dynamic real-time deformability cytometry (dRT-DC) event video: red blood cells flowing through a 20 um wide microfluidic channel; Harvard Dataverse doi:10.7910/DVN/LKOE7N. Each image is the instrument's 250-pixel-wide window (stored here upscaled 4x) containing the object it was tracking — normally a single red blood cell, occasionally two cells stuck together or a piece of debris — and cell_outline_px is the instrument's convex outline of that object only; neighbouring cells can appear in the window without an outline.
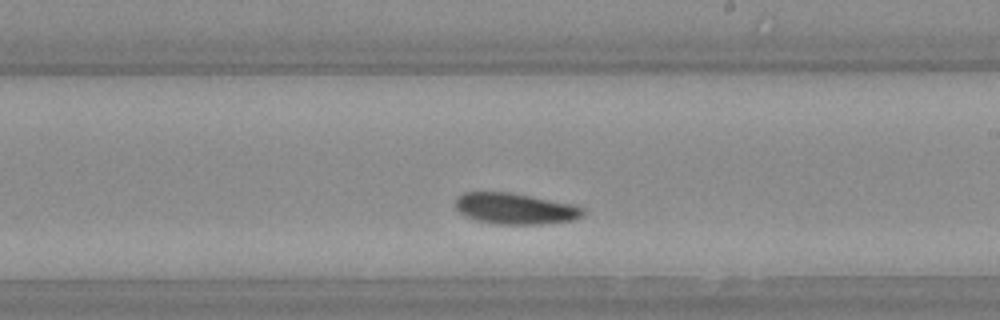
{"species": "Egyptian fruit bat (a non-hibernating species)", "species_latin": "Rousettus aegyptiacus", "temperature_condition": "warm", "stored_images_in_passage": 26, "camera_frame_rate_fps": 3000, "um_per_image_px": 0.085, "animal": {"sex": "female"}, "frame": {"image": 1, "passage_image": 15, "time_ms": 4.667, "image_size_px": [1000, 320], "cell_outline_px": [[584, 216], [576, 220], [540, 224], [492, 224], [476, 220], [464, 216], [456, 208], [456, 196], [464, 192], [508, 192], [572, 204], [584, 208]], "centroid_in_image_um": [43.78, 17.74], "position_along_channel_um": 245.2, "area_um2": 23.18}}